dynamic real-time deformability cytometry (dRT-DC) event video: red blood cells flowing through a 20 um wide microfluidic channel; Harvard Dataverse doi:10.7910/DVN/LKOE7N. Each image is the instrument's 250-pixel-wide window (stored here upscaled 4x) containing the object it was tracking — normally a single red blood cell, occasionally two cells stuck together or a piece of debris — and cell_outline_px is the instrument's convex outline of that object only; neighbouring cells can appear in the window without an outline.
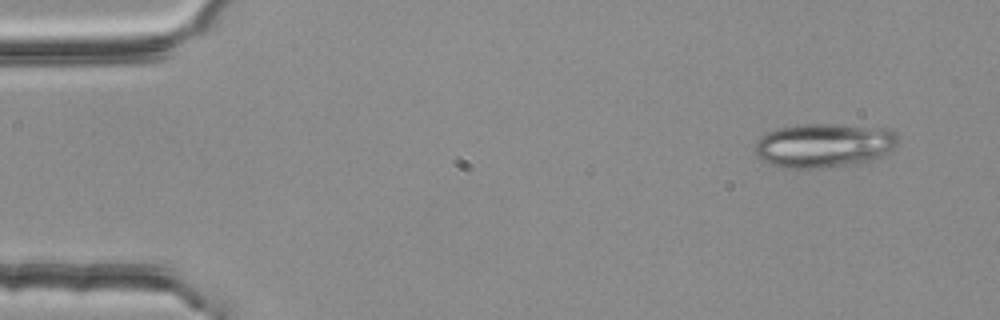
{"species": "common noctule bat (a hibernating species)", "species_latin": "Nyctalus noctula", "temperature_condition": "room temperature", "stored_images_in_passage": 4, "camera_frame_rate_fps": 3000, "um_per_image_px": 0.085, "animal": {"sex": "female", "body_mass_g": 25.1}, "frame": {"image": 1, "passage_image": 1, "time_ms": 0.0, "image_size_px": [1000, 320], "cell_outline_px": [[900, 140], [888, 156], [876, 160], [856, 164], [820, 168], [780, 168], [768, 164], [756, 156], [756, 140], [760, 136], [776, 128], [800, 124], [832, 124], [888, 128]], "centroid_in_image_um": [70.06, 12.37], "position_along_channel_um": 14.9, "area_um2": 37.57}}